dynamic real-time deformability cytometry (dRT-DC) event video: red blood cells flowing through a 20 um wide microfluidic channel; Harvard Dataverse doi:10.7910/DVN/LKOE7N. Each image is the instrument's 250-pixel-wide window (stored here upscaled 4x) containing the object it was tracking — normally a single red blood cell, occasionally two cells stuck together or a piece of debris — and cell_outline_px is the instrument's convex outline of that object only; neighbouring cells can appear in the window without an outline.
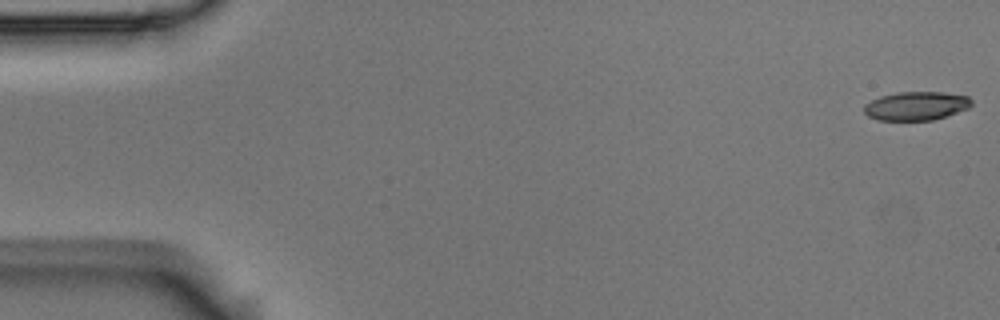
{"species": "Egyptian fruit bat (a non-hibernating species)", "species_latin": "Rousettus aegyptiacus", "temperature_condition": "room temperature", "stored_images_in_passage": 4, "camera_frame_rate_fps": 3000, "um_per_image_px": 0.085, "animal": {"sex": "male"}, "frame": {"image": 1, "passage_image": 1, "time_ms": 0.0, "image_size_px": [1000, 320], "cell_outline_px": [[972, 104], [968, 108], [932, 120], [876, 120], [868, 116], [864, 112], [864, 104], [880, 96], [896, 92], [944, 92], [968, 96], [972, 100]], "centroid_in_image_um": [77.85, 8.99], "position_along_channel_um": 7.2, "area_um2": 17.92}}